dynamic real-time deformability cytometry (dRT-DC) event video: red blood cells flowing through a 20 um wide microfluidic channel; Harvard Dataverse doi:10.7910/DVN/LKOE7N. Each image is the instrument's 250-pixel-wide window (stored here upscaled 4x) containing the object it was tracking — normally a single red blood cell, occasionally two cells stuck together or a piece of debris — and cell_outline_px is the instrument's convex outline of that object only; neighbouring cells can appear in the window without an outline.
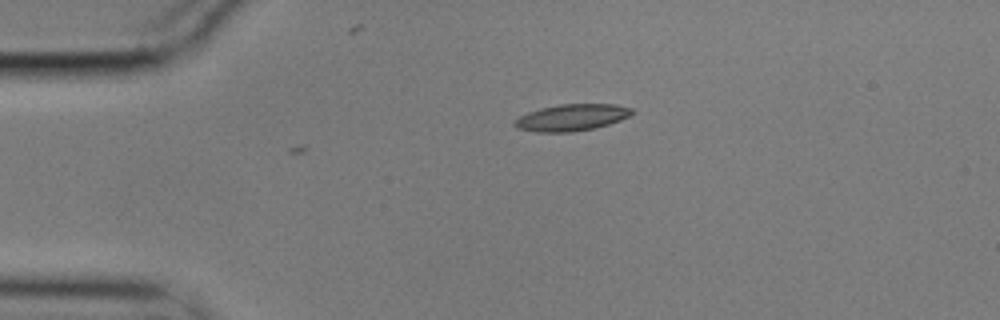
{"species": "common noctule bat (a hibernating species)", "species_latin": "Nyctalus noctula", "temperature_condition": "cold", "stored_images_in_passage": 4, "camera_frame_rate_fps": 3000, "um_per_image_px": 0.085, "animal": {"sex": "male", "body_mass_g": 17.9}, "frame": {"image": 1, "passage_image": 1, "time_ms": 0.0, "image_size_px": [1000, 320], "cell_outline_px": [[636, 112], [620, 120], [608, 124], [592, 128], [572, 132], [536, 132], [516, 128], [512, 124], [512, 120], [528, 112], [540, 108], [560, 104], [616, 104], [632, 108]], "centroid_in_image_um": [48.56, 9.98], "position_along_channel_um": 36.4, "area_um2": 18.32}}